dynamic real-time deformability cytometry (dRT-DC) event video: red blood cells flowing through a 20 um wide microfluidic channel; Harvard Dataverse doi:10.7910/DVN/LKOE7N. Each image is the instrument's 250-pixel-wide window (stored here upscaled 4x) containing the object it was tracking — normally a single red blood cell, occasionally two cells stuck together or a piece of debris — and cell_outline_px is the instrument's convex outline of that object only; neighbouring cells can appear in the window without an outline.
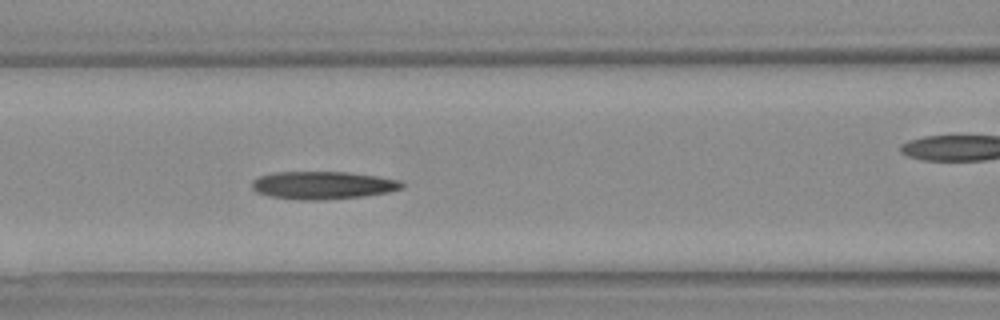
{"species": "Egyptian fruit bat (a non-hibernating species)", "species_latin": "Rousettus aegyptiacus", "temperature_condition": "warm", "stored_images_in_passage": 37, "camera_frame_rate_fps": 3000, "um_per_image_px": 0.085, "animal": {"sex": "female"}, "frame": {"image": 1, "passage_image": 16, "time_ms": 5.0, "image_size_px": [1000, 320], "cell_outline_px": [[404, 188], [388, 192], [360, 196], [320, 200], [304, 200], [272, 196], [256, 192], [252, 188], [252, 180], [260, 176], [276, 172], [348, 172], [376, 176], [400, 180], [404, 184]], "centroid_in_image_um": [27.45, 15.74], "position_along_channel_um": 139.1, "area_um2": 24.04}}